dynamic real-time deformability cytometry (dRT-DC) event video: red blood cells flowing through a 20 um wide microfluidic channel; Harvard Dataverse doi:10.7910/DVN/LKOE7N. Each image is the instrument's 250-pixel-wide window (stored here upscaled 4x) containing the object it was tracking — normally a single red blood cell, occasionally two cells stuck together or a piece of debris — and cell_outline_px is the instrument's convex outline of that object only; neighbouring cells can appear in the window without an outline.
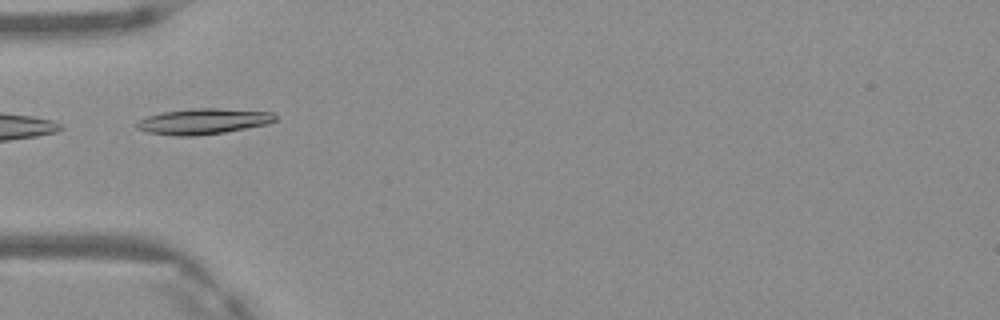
{"species": "Egyptian fruit bat (a non-hibernating species)", "species_latin": "Rousettus aegyptiacus", "temperature_condition": "warm", "stored_images_in_passage": 5, "camera_frame_rate_fps": 3000, "um_per_image_px": 0.085, "frame": {"image": 1, "passage_image": 4, "time_ms": 1.0, "image_size_px": [1000, 320], "cell_outline_px": [[276, 120], [268, 124], [224, 132], [196, 136], [176, 136], [148, 132], [136, 128], [136, 124], [140, 120], [148, 116], [164, 112], [192, 108], [216, 108], [272, 112], [276, 116]], "centroid_in_image_um": [17.29, 10.31], "position_along_channel_um": 67.7, "area_um2": 20.58}}
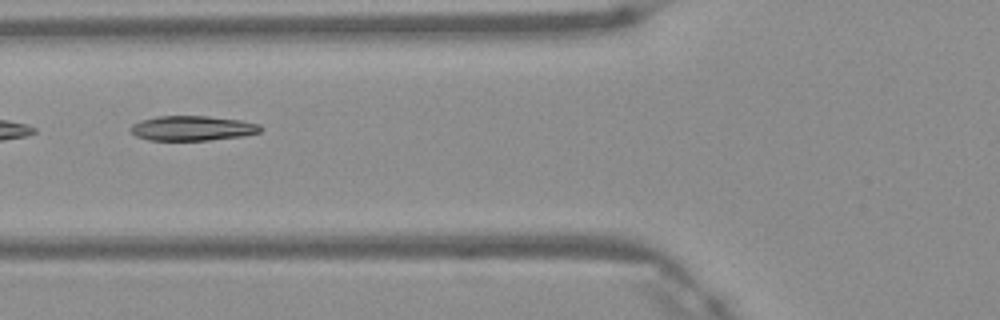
{"frame": {"image": 2, "passage_image": 5, "time_ms": 1.333, "image_size_px": [1000, 320], "cell_outline_px": [[260, 132], [244, 136], [208, 140], [148, 140], [136, 136], [132, 132], [132, 124], [140, 120], [156, 116], [208, 116], [240, 120], [260, 124]], "centroid_in_image_um": [16.35, 10.89], "position_along_channel_um": 109.4, "area_um2": 18.73}}